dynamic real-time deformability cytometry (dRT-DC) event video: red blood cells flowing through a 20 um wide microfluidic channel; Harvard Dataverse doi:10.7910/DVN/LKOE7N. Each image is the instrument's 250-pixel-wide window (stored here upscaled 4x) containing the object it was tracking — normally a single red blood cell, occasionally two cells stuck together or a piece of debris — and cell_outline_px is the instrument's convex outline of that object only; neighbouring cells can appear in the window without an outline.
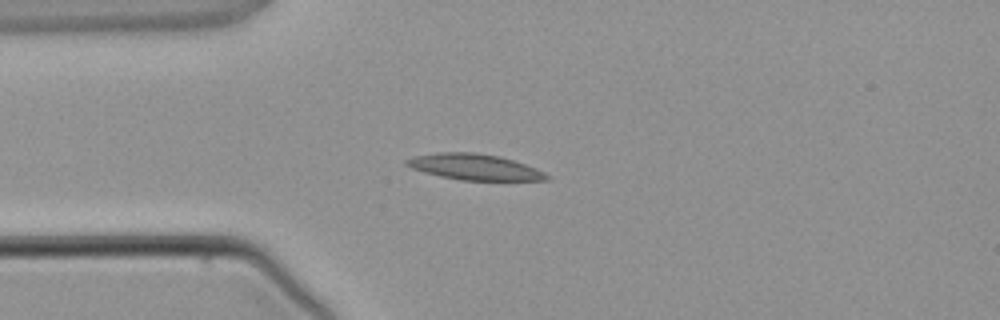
{"species": "common noctule bat (a hibernating species)", "species_latin": "Nyctalus noctula", "temperature_condition": "warm", "stored_images_in_passage": 4, "camera_frame_rate_fps": 3000, "um_per_image_px": 0.085, "animal": {"sex": "male", "body_mass_g": 21.5, "forearm_length_mm": 52.0}, "frame": {"image": 1, "passage_image": 3, "time_ms": 2.333, "image_size_px": [1000, 320], "cell_outline_px": [[552, 176], [548, 180], [460, 180], [440, 176], [424, 172], [412, 168], [404, 164], [404, 160], [416, 156], [436, 152], [476, 152], [500, 156], [536, 168]], "centroid_in_image_um": [40.33, 14.19], "position_along_channel_um": 44.7, "area_um2": 21.15}}
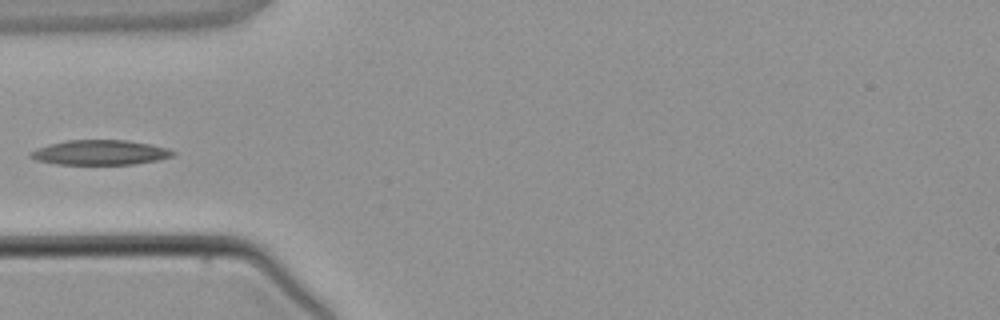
{"frame": {"image": 2, "passage_image": 4, "time_ms": 3.333, "image_size_px": [1000, 320], "cell_outline_px": [[176, 156], [160, 160], [132, 164], [56, 164], [36, 160], [28, 156], [28, 152], [52, 144], [68, 140], [124, 140], [152, 144], [168, 148], [176, 152]], "centroid_in_image_um": [8.57, 12.97], "position_along_channel_um": 76.4, "area_um2": 20.63}}